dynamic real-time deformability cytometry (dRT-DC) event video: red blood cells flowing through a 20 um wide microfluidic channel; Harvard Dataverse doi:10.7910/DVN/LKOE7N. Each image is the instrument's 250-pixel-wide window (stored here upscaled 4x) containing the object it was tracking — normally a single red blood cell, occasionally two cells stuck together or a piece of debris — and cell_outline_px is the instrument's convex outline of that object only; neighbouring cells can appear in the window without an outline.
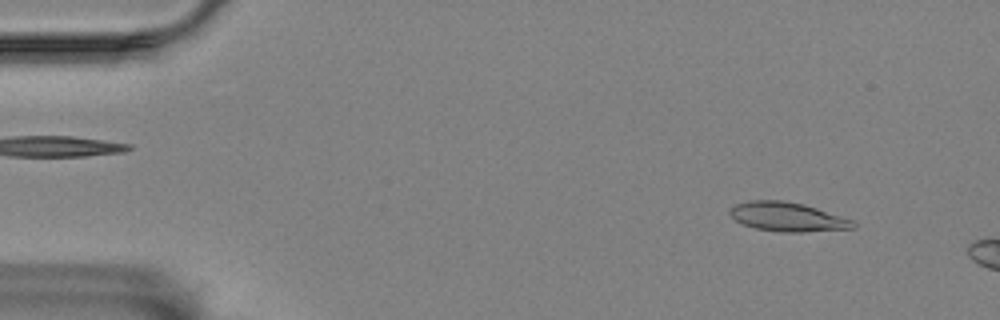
{"species": "Egyptian fruit bat (a non-hibernating species)", "species_latin": "Rousettus aegyptiacus", "temperature_condition": "room temperature", "stored_images_in_passage": 10, "camera_frame_rate_fps": 3000, "um_per_image_px": 0.085, "animal": {"sex": "female"}, "frame": {"image": 1, "passage_image": 4, "time_ms": 1.0, "image_size_px": [1000, 320], "cell_outline_px": [[856, 228], [804, 232], [780, 232], [756, 228], [744, 224], [736, 220], [728, 212], [736, 204], [748, 200], [780, 200], [804, 204], [852, 220], [856, 224]], "centroid_in_image_um": [66.94, 18.43], "position_along_channel_um": 18.1, "area_um2": 20.69}}